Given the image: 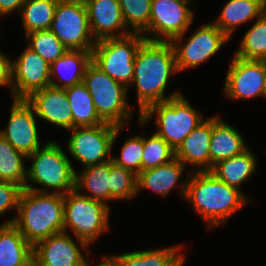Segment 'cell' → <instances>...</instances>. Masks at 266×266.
I'll return each mask as SVG.
<instances>
[{"label":"cell","instance_id":"obj_22","mask_svg":"<svg viewBox=\"0 0 266 266\" xmlns=\"http://www.w3.org/2000/svg\"><path fill=\"white\" fill-rule=\"evenodd\" d=\"M242 134L218 116L212 117L210 170L217 162L234 157L248 149Z\"/></svg>","mask_w":266,"mask_h":266},{"label":"cell","instance_id":"obj_5","mask_svg":"<svg viewBox=\"0 0 266 266\" xmlns=\"http://www.w3.org/2000/svg\"><path fill=\"white\" fill-rule=\"evenodd\" d=\"M156 115L157 130L154 131L174 151L183 140L205 119L202 113L195 110L183 94L169 98L166 101L150 105L139 118V124L144 126Z\"/></svg>","mask_w":266,"mask_h":266},{"label":"cell","instance_id":"obj_12","mask_svg":"<svg viewBox=\"0 0 266 266\" xmlns=\"http://www.w3.org/2000/svg\"><path fill=\"white\" fill-rule=\"evenodd\" d=\"M173 38V46L178 73L191 69L210 59L230 39L213 23L201 26L187 42L182 44L184 35Z\"/></svg>","mask_w":266,"mask_h":266},{"label":"cell","instance_id":"obj_35","mask_svg":"<svg viewBox=\"0 0 266 266\" xmlns=\"http://www.w3.org/2000/svg\"><path fill=\"white\" fill-rule=\"evenodd\" d=\"M110 200L133 199L137 195V175L111 160Z\"/></svg>","mask_w":266,"mask_h":266},{"label":"cell","instance_id":"obj_10","mask_svg":"<svg viewBox=\"0 0 266 266\" xmlns=\"http://www.w3.org/2000/svg\"><path fill=\"white\" fill-rule=\"evenodd\" d=\"M50 30L68 50L92 51L96 44L84 0H58Z\"/></svg>","mask_w":266,"mask_h":266},{"label":"cell","instance_id":"obj_21","mask_svg":"<svg viewBox=\"0 0 266 266\" xmlns=\"http://www.w3.org/2000/svg\"><path fill=\"white\" fill-rule=\"evenodd\" d=\"M92 62V51L68 50L50 64V86L66 89L83 82L86 67ZM57 78L58 82L53 79Z\"/></svg>","mask_w":266,"mask_h":266},{"label":"cell","instance_id":"obj_14","mask_svg":"<svg viewBox=\"0 0 266 266\" xmlns=\"http://www.w3.org/2000/svg\"><path fill=\"white\" fill-rule=\"evenodd\" d=\"M13 99H26L33 92L50 86V64L26 47L12 61Z\"/></svg>","mask_w":266,"mask_h":266},{"label":"cell","instance_id":"obj_6","mask_svg":"<svg viewBox=\"0 0 266 266\" xmlns=\"http://www.w3.org/2000/svg\"><path fill=\"white\" fill-rule=\"evenodd\" d=\"M86 85L99 117L107 123L125 126L132 117V106L127 102L128 88L109 77L91 62L85 70Z\"/></svg>","mask_w":266,"mask_h":266},{"label":"cell","instance_id":"obj_27","mask_svg":"<svg viewBox=\"0 0 266 266\" xmlns=\"http://www.w3.org/2000/svg\"><path fill=\"white\" fill-rule=\"evenodd\" d=\"M182 245L133 251L115 255L120 266H180L185 256L180 253Z\"/></svg>","mask_w":266,"mask_h":266},{"label":"cell","instance_id":"obj_20","mask_svg":"<svg viewBox=\"0 0 266 266\" xmlns=\"http://www.w3.org/2000/svg\"><path fill=\"white\" fill-rule=\"evenodd\" d=\"M186 168L177 158L170 162L159 165L145 171H141L137 175V194L142 189H150L160 196L166 197L174 186L180 190L179 193L185 197L188 180H184L178 184L184 169Z\"/></svg>","mask_w":266,"mask_h":266},{"label":"cell","instance_id":"obj_16","mask_svg":"<svg viewBox=\"0 0 266 266\" xmlns=\"http://www.w3.org/2000/svg\"><path fill=\"white\" fill-rule=\"evenodd\" d=\"M78 244L68 235L60 232L37 242L33 246V258L37 266H80L87 259L81 249L88 250V244L80 239Z\"/></svg>","mask_w":266,"mask_h":266},{"label":"cell","instance_id":"obj_31","mask_svg":"<svg viewBox=\"0 0 266 266\" xmlns=\"http://www.w3.org/2000/svg\"><path fill=\"white\" fill-rule=\"evenodd\" d=\"M234 56L245 60L266 61V11L245 32Z\"/></svg>","mask_w":266,"mask_h":266},{"label":"cell","instance_id":"obj_32","mask_svg":"<svg viewBox=\"0 0 266 266\" xmlns=\"http://www.w3.org/2000/svg\"><path fill=\"white\" fill-rule=\"evenodd\" d=\"M25 36L29 40L27 47L39 54L49 64L58 60L68 51L50 29L34 31Z\"/></svg>","mask_w":266,"mask_h":266},{"label":"cell","instance_id":"obj_3","mask_svg":"<svg viewBox=\"0 0 266 266\" xmlns=\"http://www.w3.org/2000/svg\"><path fill=\"white\" fill-rule=\"evenodd\" d=\"M7 223H12L32 246L53 234L63 232L64 195L23 189L17 217Z\"/></svg>","mask_w":266,"mask_h":266},{"label":"cell","instance_id":"obj_29","mask_svg":"<svg viewBox=\"0 0 266 266\" xmlns=\"http://www.w3.org/2000/svg\"><path fill=\"white\" fill-rule=\"evenodd\" d=\"M58 0H26L20 10L25 34L50 29Z\"/></svg>","mask_w":266,"mask_h":266},{"label":"cell","instance_id":"obj_41","mask_svg":"<svg viewBox=\"0 0 266 266\" xmlns=\"http://www.w3.org/2000/svg\"><path fill=\"white\" fill-rule=\"evenodd\" d=\"M23 266H37L34 258L32 257L25 265Z\"/></svg>","mask_w":266,"mask_h":266},{"label":"cell","instance_id":"obj_28","mask_svg":"<svg viewBox=\"0 0 266 266\" xmlns=\"http://www.w3.org/2000/svg\"><path fill=\"white\" fill-rule=\"evenodd\" d=\"M65 91L72 111V128L105 123L97 114L92 97L83 82L66 88Z\"/></svg>","mask_w":266,"mask_h":266},{"label":"cell","instance_id":"obj_8","mask_svg":"<svg viewBox=\"0 0 266 266\" xmlns=\"http://www.w3.org/2000/svg\"><path fill=\"white\" fill-rule=\"evenodd\" d=\"M145 40L142 33L99 40L92 50V62L129 89L133 80L135 57Z\"/></svg>","mask_w":266,"mask_h":266},{"label":"cell","instance_id":"obj_39","mask_svg":"<svg viewBox=\"0 0 266 266\" xmlns=\"http://www.w3.org/2000/svg\"><path fill=\"white\" fill-rule=\"evenodd\" d=\"M25 1L26 0H0V17L9 15L17 10L20 13L21 7Z\"/></svg>","mask_w":266,"mask_h":266},{"label":"cell","instance_id":"obj_40","mask_svg":"<svg viewBox=\"0 0 266 266\" xmlns=\"http://www.w3.org/2000/svg\"><path fill=\"white\" fill-rule=\"evenodd\" d=\"M96 266H120V263L115 255H104L102 256V262L100 264H97Z\"/></svg>","mask_w":266,"mask_h":266},{"label":"cell","instance_id":"obj_7","mask_svg":"<svg viewBox=\"0 0 266 266\" xmlns=\"http://www.w3.org/2000/svg\"><path fill=\"white\" fill-rule=\"evenodd\" d=\"M110 207L81 195L76 189L64 195V232L70 229L89 246L109 230Z\"/></svg>","mask_w":266,"mask_h":266},{"label":"cell","instance_id":"obj_34","mask_svg":"<svg viewBox=\"0 0 266 266\" xmlns=\"http://www.w3.org/2000/svg\"><path fill=\"white\" fill-rule=\"evenodd\" d=\"M152 0H118L127 27L142 33L148 26Z\"/></svg>","mask_w":266,"mask_h":266},{"label":"cell","instance_id":"obj_33","mask_svg":"<svg viewBox=\"0 0 266 266\" xmlns=\"http://www.w3.org/2000/svg\"><path fill=\"white\" fill-rule=\"evenodd\" d=\"M142 171L166 164L175 158L174 149L153 132L151 137H143Z\"/></svg>","mask_w":266,"mask_h":266},{"label":"cell","instance_id":"obj_18","mask_svg":"<svg viewBox=\"0 0 266 266\" xmlns=\"http://www.w3.org/2000/svg\"><path fill=\"white\" fill-rule=\"evenodd\" d=\"M36 117L66 130L72 129V111L65 89L46 87L25 99Z\"/></svg>","mask_w":266,"mask_h":266},{"label":"cell","instance_id":"obj_15","mask_svg":"<svg viewBox=\"0 0 266 266\" xmlns=\"http://www.w3.org/2000/svg\"><path fill=\"white\" fill-rule=\"evenodd\" d=\"M13 105L6 129L0 130L17 151L27 157L41 148L36 115L33 107L25 99H13Z\"/></svg>","mask_w":266,"mask_h":266},{"label":"cell","instance_id":"obj_36","mask_svg":"<svg viewBox=\"0 0 266 266\" xmlns=\"http://www.w3.org/2000/svg\"><path fill=\"white\" fill-rule=\"evenodd\" d=\"M143 150V136H132L124 142L120 156H112L111 160L115 165L129 169L138 175L142 171Z\"/></svg>","mask_w":266,"mask_h":266},{"label":"cell","instance_id":"obj_19","mask_svg":"<svg viewBox=\"0 0 266 266\" xmlns=\"http://www.w3.org/2000/svg\"><path fill=\"white\" fill-rule=\"evenodd\" d=\"M212 136V117L198 125L175 150V158L183 165L196 166L194 171H210L209 146Z\"/></svg>","mask_w":266,"mask_h":266},{"label":"cell","instance_id":"obj_13","mask_svg":"<svg viewBox=\"0 0 266 266\" xmlns=\"http://www.w3.org/2000/svg\"><path fill=\"white\" fill-rule=\"evenodd\" d=\"M265 76V60H245L233 56L223 86L224 97L244 100L262 96Z\"/></svg>","mask_w":266,"mask_h":266},{"label":"cell","instance_id":"obj_37","mask_svg":"<svg viewBox=\"0 0 266 266\" xmlns=\"http://www.w3.org/2000/svg\"><path fill=\"white\" fill-rule=\"evenodd\" d=\"M22 191L23 188L15 183L0 181V215L8 210L18 209Z\"/></svg>","mask_w":266,"mask_h":266},{"label":"cell","instance_id":"obj_26","mask_svg":"<svg viewBox=\"0 0 266 266\" xmlns=\"http://www.w3.org/2000/svg\"><path fill=\"white\" fill-rule=\"evenodd\" d=\"M110 172L111 160L106 163L88 166L79 174L76 173L75 189L81 195L101 201L109 206L107 201H110ZM83 188L90 194H82Z\"/></svg>","mask_w":266,"mask_h":266},{"label":"cell","instance_id":"obj_1","mask_svg":"<svg viewBox=\"0 0 266 266\" xmlns=\"http://www.w3.org/2000/svg\"><path fill=\"white\" fill-rule=\"evenodd\" d=\"M176 60L170 41L145 40L137 51L131 85L137 88L139 117L153 103L178 96L176 91L165 96L169 78L177 74Z\"/></svg>","mask_w":266,"mask_h":266},{"label":"cell","instance_id":"obj_4","mask_svg":"<svg viewBox=\"0 0 266 266\" xmlns=\"http://www.w3.org/2000/svg\"><path fill=\"white\" fill-rule=\"evenodd\" d=\"M32 160L27 169L26 184L24 189L41 193L65 195L75 189L77 171L72 166L71 160L57 142L48 141L43 147L28 156ZM27 181L42 185L45 188H36L27 184Z\"/></svg>","mask_w":266,"mask_h":266},{"label":"cell","instance_id":"obj_38","mask_svg":"<svg viewBox=\"0 0 266 266\" xmlns=\"http://www.w3.org/2000/svg\"><path fill=\"white\" fill-rule=\"evenodd\" d=\"M9 86L13 96L12 60L0 51V87Z\"/></svg>","mask_w":266,"mask_h":266},{"label":"cell","instance_id":"obj_43","mask_svg":"<svg viewBox=\"0 0 266 266\" xmlns=\"http://www.w3.org/2000/svg\"><path fill=\"white\" fill-rule=\"evenodd\" d=\"M87 258V261H85L82 265L80 266H91L89 263H88V260H89V257H86Z\"/></svg>","mask_w":266,"mask_h":266},{"label":"cell","instance_id":"obj_11","mask_svg":"<svg viewBox=\"0 0 266 266\" xmlns=\"http://www.w3.org/2000/svg\"><path fill=\"white\" fill-rule=\"evenodd\" d=\"M191 1L152 0L149 26L142 32L146 40L171 41L187 32L194 17Z\"/></svg>","mask_w":266,"mask_h":266},{"label":"cell","instance_id":"obj_30","mask_svg":"<svg viewBox=\"0 0 266 266\" xmlns=\"http://www.w3.org/2000/svg\"><path fill=\"white\" fill-rule=\"evenodd\" d=\"M26 155L17 151L0 135V181L15 183L23 189L26 184Z\"/></svg>","mask_w":266,"mask_h":266},{"label":"cell","instance_id":"obj_42","mask_svg":"<svg viewBox=\"0 0 266 266\" xmlns=\"http://www.w3.org/2000/svg\"><path fill=\"white\" fill-rule=\"evenodd\" d=\"M262 97H264L266 99V76H265V80H264V87H263V91H262Z\"/></svg>","mask_w":266,"mask_h":266},{"label":"cell","instance_id":"obj_2","mask_svg":"<svg viewBox=\"0 0 266 266\" xmlns=\"http://www.w3.org/2000/svg\"><path fill=\"white\" fill-rule=\"evenodd\" d=\"M185 200L206 222L208 229L226 224L241 207L249 203L242 191L217 179L211 172L193 171L188 178Z\"/></svg>","mask_w":266,"mask_h":266},{"label":"cell","instance_id":"obj_24","mask_svg":"<svg viewBox=\"0 0 266 266\" xmlns=\"http://www.w3.org/2000/svg\"><path fill=\"white\" fill-rule=\"evenodd\" d=\"M33 257V246L12 224L0 225V266H23Z\"/></svg>","mask_w":266,"mask_h":266},{"label":"cell","instance_id":"obj_17","mask_svg":"<svg viewBox=\"0 0 266 266\" xmlns=\"http://www.w3.org/2000/svg\"><path fill=\"white\" fill-rule=\"evenodd\" d=\"M84 2L91 33L96 42L133 33L124 21L118 0H84Z\"/></svg>","mask_w":266,"mask_h":266},{"label":"cell","instance_id":"obj_25","mask_svg":"<svg viewBox=\"0 0 266 266\" xmlns=\"http://www.w3.org/2000/svg\"><path fill=\"white\" fill-rule=\"evenodd\" d=\"M255 154L249 150L213 165L211 172L217 179L241 191L242 183L248 180L257 168Z\"/></svg>","mask_w":266,"mask_h":266},{"label":"cell","instance_id":"obj_23","mask_svg":"<svg viewBox=\"0 0 266 266\" xmlns=\"http://www.w3.org/2000/svg\"><path fill=\"white\" fill-rule=\"evenodd\" d=\"M266 11V0H228L213 23L230 39L237 26L259 18Z\"/></svg>","mask_w":266,"mask_h":266},{"label":"cell","instance_id":"obj_9","mask_svg":"<svg viewBox=\"0 0 266 266\" xmlns=\"http://www.w3.org/2000/svg\"><path fill=\"white\" fill-rule=\"evenodd\" d=\"M121 128L111 123H103L92 127H74L67 141L70 154L84 168L110 161L114 143Z\"/></svg>","mask_w":266,"mask_h":266}]
</instances>
